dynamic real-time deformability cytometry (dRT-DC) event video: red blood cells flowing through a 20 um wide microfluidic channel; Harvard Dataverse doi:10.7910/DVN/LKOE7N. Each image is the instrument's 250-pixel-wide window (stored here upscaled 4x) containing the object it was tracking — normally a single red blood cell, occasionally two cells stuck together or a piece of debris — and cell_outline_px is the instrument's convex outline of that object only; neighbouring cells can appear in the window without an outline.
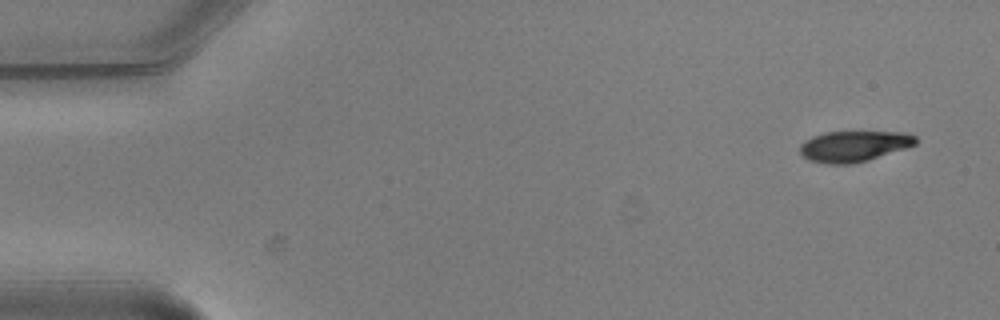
{"species": "common noctule bat (a hibernating species)", "species_latin": "Nyctalus noctula", "temperature_condition": "warm", "stored_images_in_passage": 4, "camera_frame_rate_fps": 3000, "um_per_image_px": 0.085, "animal": {"sex": "male", "body_mass_g": 20.5, "forearm_length_mm": 52.5}, "frame": {"image": 1, "passage_image": 1, "time_ms": 0.0, "image_size_px": [1000, 320], "cell_outline_px": [[916, 144], [868, 160], [852, 164], [824, 164], [808, 160], [800, 156], [800, 144], [804, 140], [812, 136], [824, 132], [904, 132], [916, 136]], "centroid_in_image_um": [72.51, 12.43], "position_along_channel_um": 12.5, "area_um2": 20.87}}
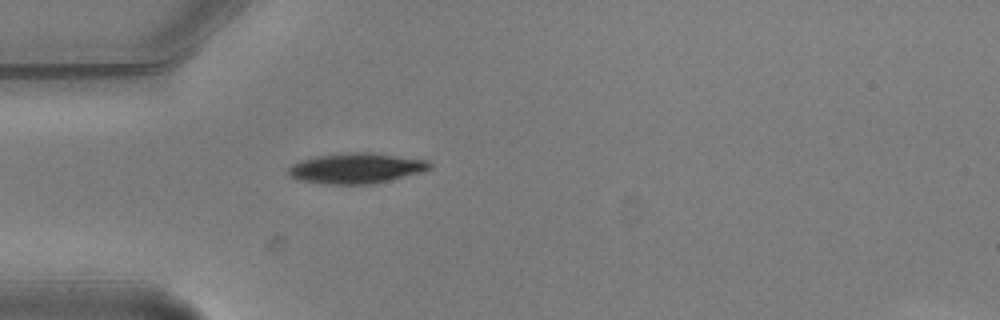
{"frame": {"image": 2, "passage_image": 4, "time_ms": 1.0, "image_size_px": [1000, 320], "cell_outline_px": [[432, 168], [420, 172], [372, 184], [320, 184], [296, 180], [288, 176], [288, 168], [292, 164], [300, 160], [316, 156], [348, 152], [368, 152], [428, 160], [432, 164]], "centroid_in_image_um": [30.21, 14.3], "position_along_channel_um": 54.8, "area_um2": 25.14}}